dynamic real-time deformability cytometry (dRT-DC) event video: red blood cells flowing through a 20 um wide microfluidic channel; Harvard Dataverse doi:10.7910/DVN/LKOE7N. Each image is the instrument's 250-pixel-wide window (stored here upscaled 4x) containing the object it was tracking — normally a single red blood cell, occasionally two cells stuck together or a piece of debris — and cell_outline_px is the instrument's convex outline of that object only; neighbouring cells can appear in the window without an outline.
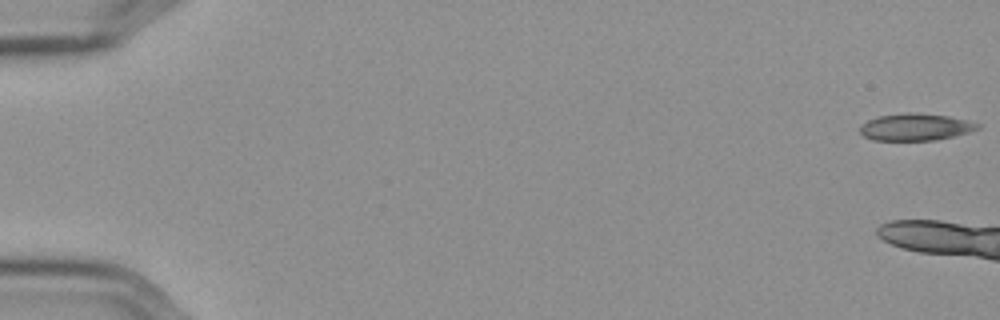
{"species": "Egyptian fruit bat (a non-hibernating species)", "species_latin": "Rousettus aegyptiacus", "temperature_condition": "cold", "stored_images_in_passage": 10, "camera_frame_rate_fps": 3000, "um_per_image_px": 0.085, "frame": {"image": 1, "passage_image": 1, "time_ms": 0.0, "image_size_px": [1000, 320], "cell_outline_px": [[980, 128], [968, 132], [936, 140], [872, 140], [864, 136], [860, 132], [860, 128], [868, 120], [880, 116], [908, 112], [948, 116], [980, 124]], "centroid_in_image_um": [77.8, 10.8], "position_along_channel_um": 7.2, "area_um2": 18.15}}